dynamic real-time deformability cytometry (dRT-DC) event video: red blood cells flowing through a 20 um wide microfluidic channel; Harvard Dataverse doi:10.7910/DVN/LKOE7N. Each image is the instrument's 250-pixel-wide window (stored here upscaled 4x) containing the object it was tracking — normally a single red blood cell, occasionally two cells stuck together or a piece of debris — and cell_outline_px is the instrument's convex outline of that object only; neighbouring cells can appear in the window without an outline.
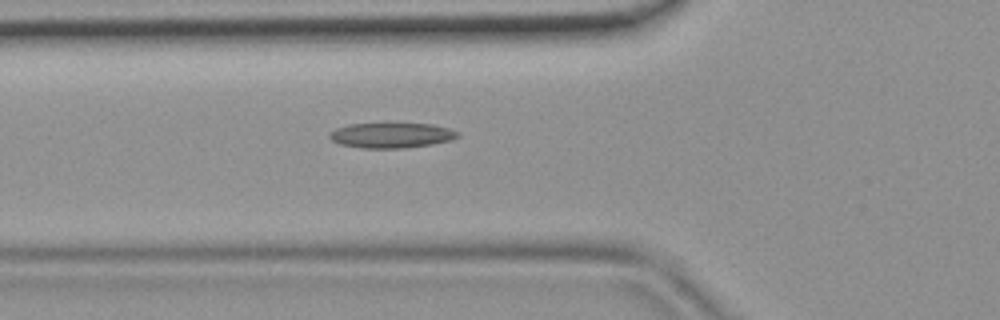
{"species": "common noctule bat (a hibernating species)", "species_latin": "Nyctalus noctula", "temperature_condition": "room temperature", "stored_images_in_passage": 48, "camera_frame_rate_fps": 3000, "um_per_image_px": 0.085, "animal": {"sex": "female", "body_mass_g": 19.9}, "frame": {"image": 1, "passage_image": 17, "time_ms": 5.333, "image_size_px": [1000, 320], "cell_outline_px": [[460, 136], [452, 140], [432, 144], [404, 148], [360, 148], [340, 144], [332, 140], [328, 136], [336, 128], [348, 124], [432, 124], [448, 128], [460, 132]], "centroid_in_image_um": [33.3, 11.51], "position_along_channel_um": 92.5, "area_um2": 18.73}}
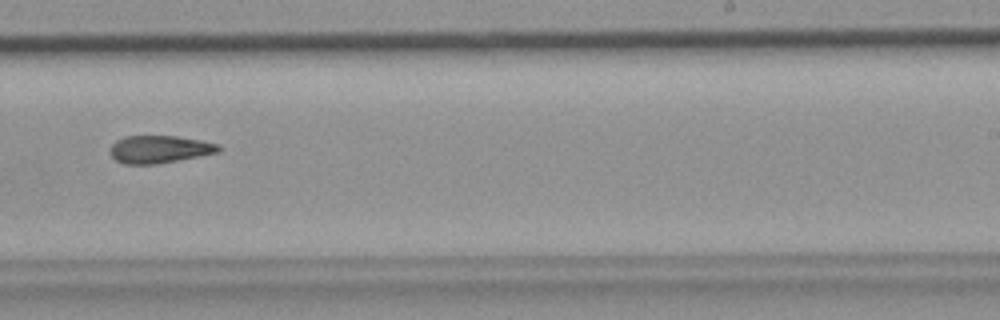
{"frame": {"image": 2, "passage_image": 30, "time_ms": 9.667, "image_size_px": [1000, 320], "cell_outline_px": [[220, 152], [156, 164], [124, 164], [116, 160], [112, 156], [112, 144], [116, 140], [124, 136], [176, 136], [200, 140], [220, 144]], "centroid_in_image_um": [13.57, 12.68], "position_along_channel_um": 275.4, "area_um2": 17.28}}
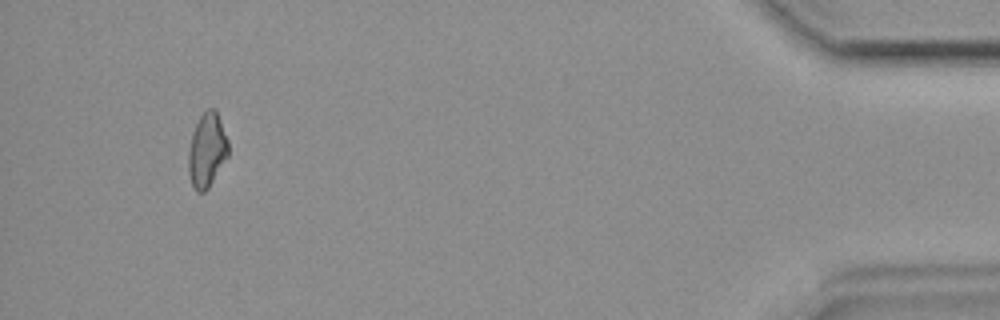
{"frame": {"image": 3, "passage_image": 45, "time_ms": 14.667, "image_size_px": [1000, 320], "cell_outline_px": [[228, 156], [208, 188], [204, 192], [196, 192], [192, 184], [188, 172], [188, 152], [192, 132], [200, 116], [208, 108], [216, 108], [228, 140]], "centroid_in_image_um": [17.59, 12.75], "position_along_channel_um": 417.6, "area_um2": 17.28}}